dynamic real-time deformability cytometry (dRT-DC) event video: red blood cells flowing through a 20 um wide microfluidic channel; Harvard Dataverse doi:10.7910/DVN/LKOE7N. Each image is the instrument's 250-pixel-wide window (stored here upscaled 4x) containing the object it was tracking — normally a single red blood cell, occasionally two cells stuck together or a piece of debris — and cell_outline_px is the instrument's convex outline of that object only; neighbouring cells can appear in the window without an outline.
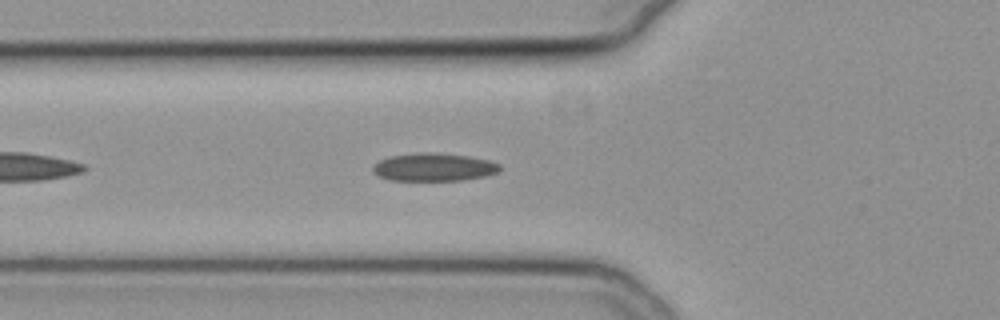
{"species": "common noctule bat (a hibernating species)", "species_latin": "Nyctalus noctula", "temperature_condition": "cold", "stored_images_in_passage": 33, "camera_frame_rate_fps": 3000, "um_per_image_px": 0.085, "animal": {"sex": "female", "body_mass_g": 19.3, "forearm_length_mm": 54.1}, "frame": {"image": 1, "passage_image": 4, "time_ms": 1.0, "image_size_px": [1000, 320], "cell_outline_px": [[500, 168], [496, 172], [484, 176], [460, 180], [392, 180], [380, 176], [372, 172], [372, 168], [380, 160], [392, 156], [420, 152], [436, 152], [468, 156], [488, 160], [500, 164]], "centroid_in_image_um": [36.87, 14.2], "position_along_channel_um": 88.9, "area_um2": 20.4}}
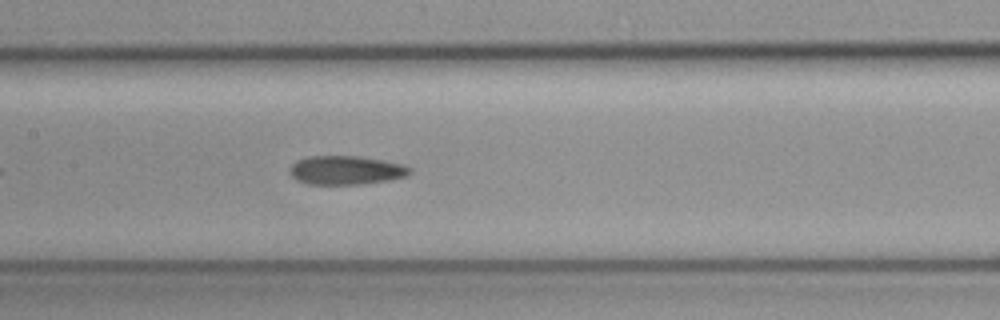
{"frame": {"image": 2, "passage_image": 11, "time_ms": 3.333, "image_size_px": [1000, 320], "cell_outline_px": [[412, 172], [408, 176], [388, 180], [360, 184], [308, 184], [296, 180], [288, 172], [292, 164], [296, 160], [308, 156], [360, 156], [384, 160], [404, 164], [412, 168]], "centroid_in_image_um": [29.42, 14.46], "position_along_channel_um": 178.0, "area_um2": 20.4}}
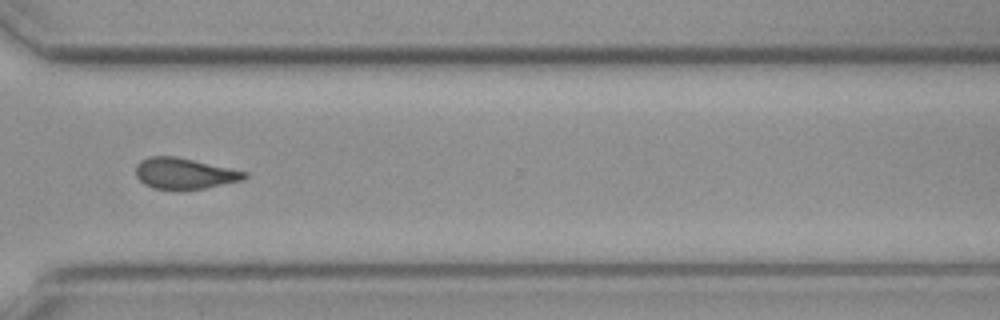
{"frame": {"image": 3, "passage_image": 25, "time_ms": 8.0, "image_size_px": [1000, 320], "cell_outline_px": [[248, 176], [244, 180], [204, 188], [176, 192], [152, 188], [144, 184], [136, 176], [136, 164], [140, 160], [148, 156], [176, 156], [248, 172]], "centroid_in_image_um": [15.65, 14.77], "position_along_channel_um": 355.0, "area_um2": 20.17}, "authors_computed_cell_mechanics": {"area_um2": 20.1144, "velocity_mm_per_s": 3.7851, "shape_relaxation_time_tau1_ms": 10.4983, "shape_relaxation_time_tau2_ms": 3.9524, "deformation_change_tau1": 0.2003, "deformation_change_tau2": 0.132}}